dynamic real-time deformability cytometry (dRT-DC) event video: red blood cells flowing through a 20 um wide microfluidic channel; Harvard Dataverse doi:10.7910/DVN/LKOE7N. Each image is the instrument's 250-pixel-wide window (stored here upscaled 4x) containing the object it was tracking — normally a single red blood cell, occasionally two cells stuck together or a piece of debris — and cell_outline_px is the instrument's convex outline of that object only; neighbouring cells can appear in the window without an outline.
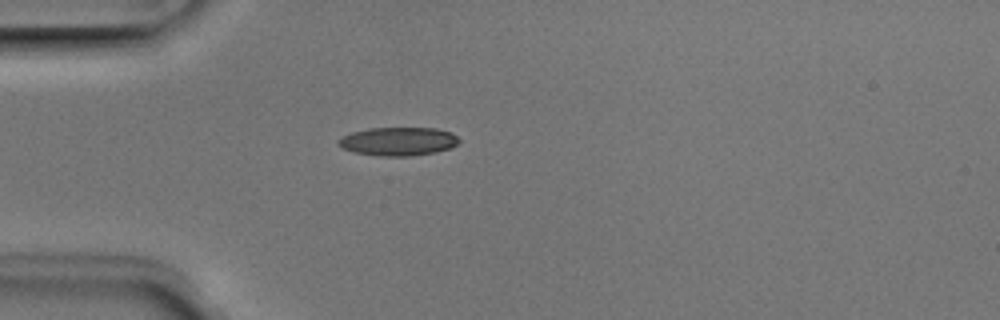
{"species": "Egyptian fruit bat (a non-hibernating species)", "species_latin": "Rousettus aegyptiacus", "temperature_condition": "room temperature", "stored_images_in_passage": 8, "camera_frame_rate_fps": 3000, "um_per_image_px": 0.085, "animal": {"sex": "male"}, "frame": {"image": 1, "passage_image": 1, "time_ms": 0.0, "image_size_px": [1000, 320], "cell_outline_px": [[460, 140], [452, 148], [436, 152], [408, 156], [380, 156], [356, 152], [344, 148], [336, 144], [336, 140], [340, 136], [352, 132], [368, 128], [436, 128], [452, 132]], "centroid_in_image_um": [33.84, 12.01], "position_along_channel_um": 51.2, "area_um2": 20.11}}
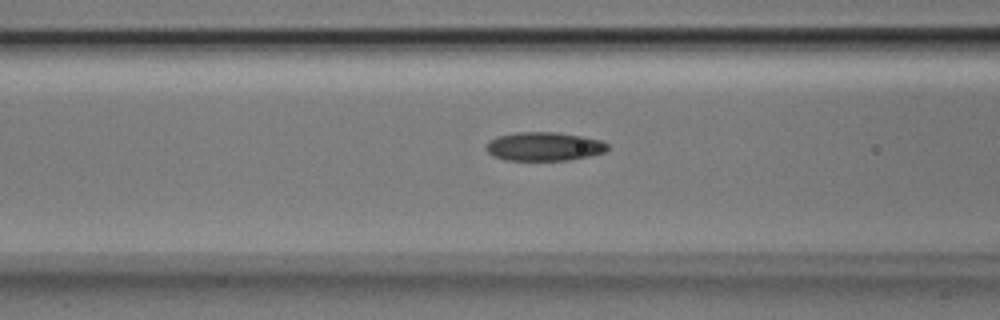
{"frame": {"image": 2, "passage_image": 7, "time_ms": 2.0, "image_size_px": [1000, 320], "cell_outline_px": [[608, 148], [604, 152], [588, 156], [568, 160], [504, 160], [492, 156], [484, 148], [496, 136], [516, 132], [556, 132], [584, 136], [604, 140], [608, 144]], "centroid_in_image_um": [46.26, 12.44], "position_along_channel_um": 120.3, "area_um2": 20.46}}
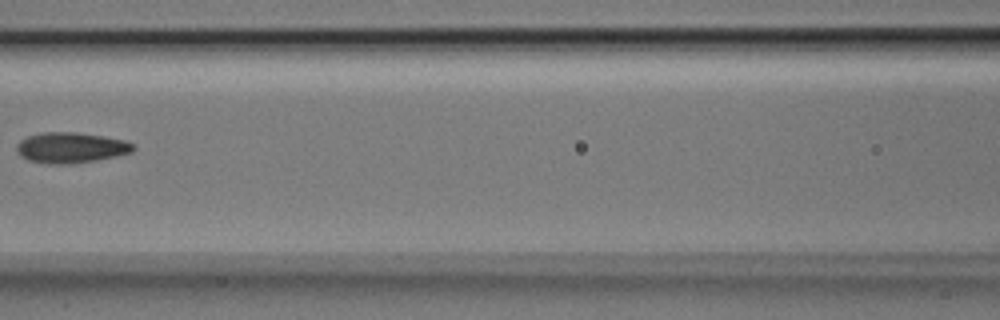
{"frame": {"image": 3, "passage_image": 8, "time_ms": 2.333, "image_size_px": [1000, 320], "cell_outline_px": [[136, 148], [132, 152], [116, 156], [96, 160], [64, 164], [48, 164], [28, 160], [20, 156], [16, 148], [16, 144], [20, 140], [28, 136], [40, 132], [76, 132], [124, 140], [132, 144]], "centroid_in_image_um": [5.98, 12.55], "position_along_channel_um": 160.6, "area_um2": 20.69}}